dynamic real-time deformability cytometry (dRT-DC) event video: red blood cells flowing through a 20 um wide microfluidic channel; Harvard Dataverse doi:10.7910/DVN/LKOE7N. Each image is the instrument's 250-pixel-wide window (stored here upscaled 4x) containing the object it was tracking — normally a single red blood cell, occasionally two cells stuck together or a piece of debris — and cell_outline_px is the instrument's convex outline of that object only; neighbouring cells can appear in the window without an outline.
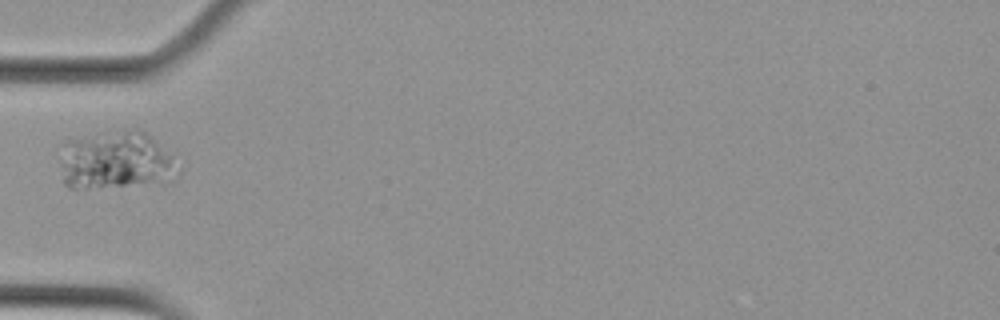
{"species": "Egyptian fruit bat (a non-hibernating species)", "species_latin": "Rousettus aegyptiacus", "temperature_condition": "cold", "stored_images_in_passage": 34, "camera_frame_rate_fps": 3000, "um_per_image_px": 0.085, "animal": {"sex": "female"}, "frame": {"image": 1, "passage_image": 1, "time_ms": 0.0, "image_size_px": [1000, 320], "cell_outline_px": [[180, 172], [172, 180], [164, 184], [88, 188], [68, 188], [64, 184], [56, 156], [56, 144], [64, 140], [104, 132], [136, 128], [140, 128], [176, 152], [180, 168]], "centroid_in_image_um": [9.87, 13.62], "position_along_channel_um": 75.1, "area_um2": 42.89}}
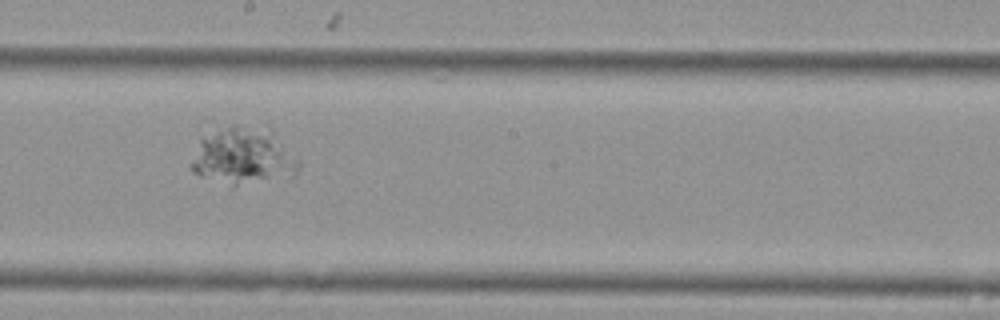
{"frame": {"image": 2, "passage_image": 14, "time_ms": 4.333, "image_size_px": [1000, 320], "cell_outline_px": [[300, 168], [296, 176], [232, 192], [192, 172], [188, 164], [200, 136], [232, 124], [268, 124], [300, 160]], "centroid_in_image_um": [20.69, 13.35], "position_along_channel_um": 227.5, "area_um2": 39.36}}
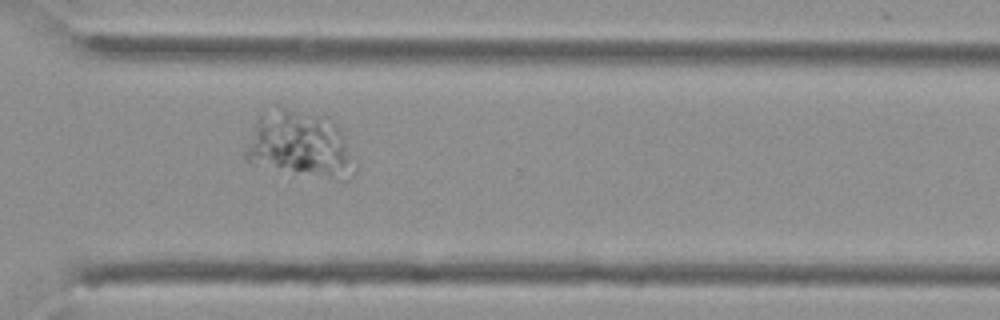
{"frame": {"image": 3, "passage_image": 24, "time_ms": 7.667, "image_size_px": [1000, 320], "cell_outline_px": [[356, 172], [348, 180], [252, 164], [244, 160], [244, 152], [256, 120], [264, 112], [276, 104], [280, 104], [328, 116], [340, 128], [356, 168]], "centroid_in_image_um": [25.46, 12.19], "position_along_channel_um": 345.1, "area_um2": 42.14}}